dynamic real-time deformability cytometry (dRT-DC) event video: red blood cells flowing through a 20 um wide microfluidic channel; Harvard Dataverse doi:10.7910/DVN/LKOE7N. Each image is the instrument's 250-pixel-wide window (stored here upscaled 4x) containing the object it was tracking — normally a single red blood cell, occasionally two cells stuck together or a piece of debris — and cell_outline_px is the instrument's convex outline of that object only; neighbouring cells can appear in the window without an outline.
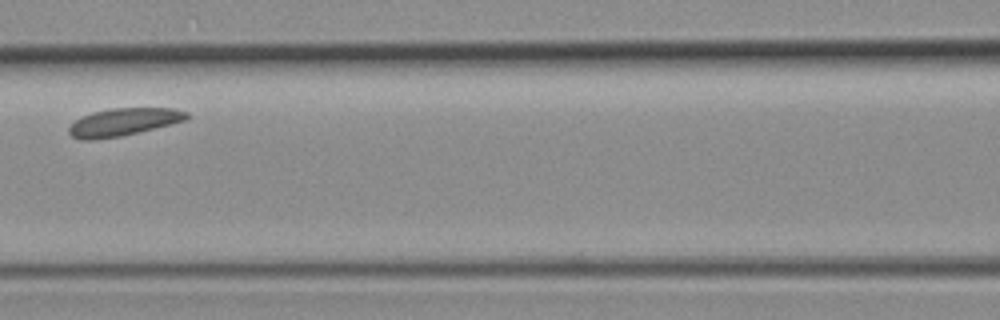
{"species": "common noctule bat (a hibernating species)", "species_latin": "Nyctalus noctula", "temperature_condition": "room temperature", "stored_images_in_passage": 6, "segment_of_instrument_passage": [1, 2], "camera_frame_rate_fps": 3000, "um_per_image_px": 0.085, "animal": {"sex": "female", "body_mass_g": 19.3, "forearm_length_mm": 54.1}, "frame": {"image": 1, "passage_image": 5, "time_ms": 5.333, "image_size_px": [1000, 320], "cell_outline_px": [[188, 120], [172, 124], [120, 136], [92, 140], [80, 140], [72, 136], [68, 132], [68, 128], [80, 116], [92, 112], [112, 108], [172, 108], [188, 112]], "centroid_in_image_um": [10.49, 10.37], "position_along_channel_um": 156.1, "area_um2": 18.96}}